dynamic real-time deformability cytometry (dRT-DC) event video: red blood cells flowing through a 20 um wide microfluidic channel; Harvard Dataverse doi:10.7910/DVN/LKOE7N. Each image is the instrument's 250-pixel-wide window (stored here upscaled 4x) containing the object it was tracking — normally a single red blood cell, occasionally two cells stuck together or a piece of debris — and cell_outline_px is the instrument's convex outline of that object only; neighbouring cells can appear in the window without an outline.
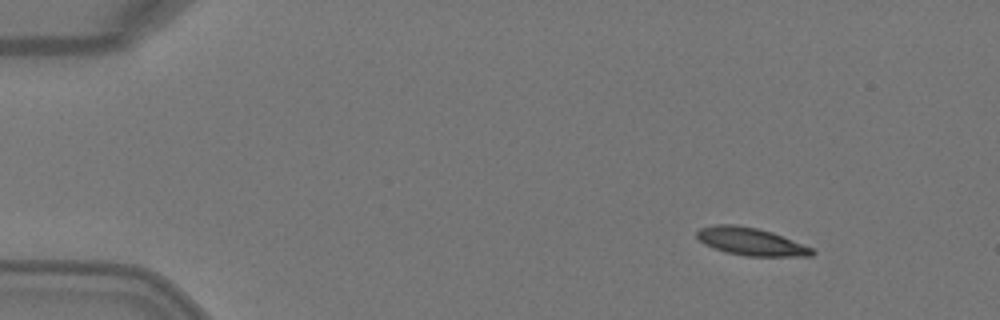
{"species": "Egyptian fruit bat (a non-hibernating species)", "species_latin": "Rousettus aegyptiacus", "temperature_condition": "warm", "stored_images_in_passage": 4, "segment_of_instrument_passage": [1, 2], "camera_frame_rate_fps": 3000, "um_per_image_px": 0.085, "animal": {"sex": "female"}, "frame": {"image": 1, "passage_image": 1, "time_ms": 0.0, "image_size_px": [1000, 320], "cell_outline_px": [[816, 252], [812, 256], [744, 256], [724, 252], [704, 244], [696, 236], [696, 232], [700, 228], [716, 224], [736, 224], [756, 228], [772, 232], [812, 248]], "centroid_in_image_um": [63.8, 20.53], "position_along_channel_um": 21.2, "area_um2": 18.55}}